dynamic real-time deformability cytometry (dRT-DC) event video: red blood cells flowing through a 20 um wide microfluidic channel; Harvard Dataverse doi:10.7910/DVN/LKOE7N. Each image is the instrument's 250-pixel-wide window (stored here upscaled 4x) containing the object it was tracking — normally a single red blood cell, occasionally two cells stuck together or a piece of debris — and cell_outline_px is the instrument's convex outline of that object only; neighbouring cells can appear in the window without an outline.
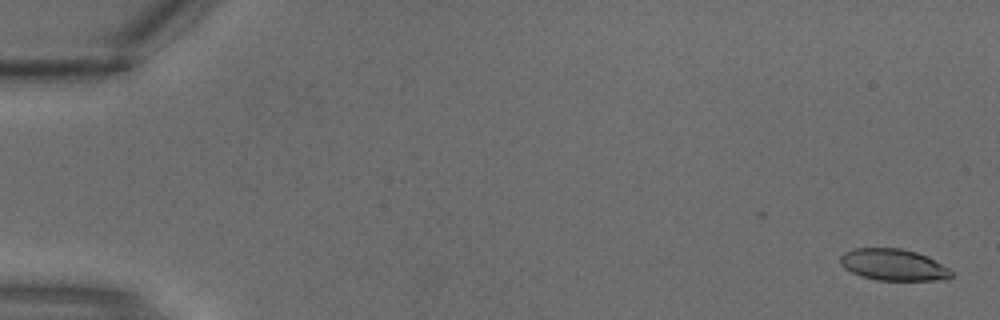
{"species": "common noctule bat (a hibernating species)", "species_latin": "Nyctalus noctula", "temperature_condition": "warm", "stored_images_in_passage": 4, "camera_frame_rate_fps": 3000, "um_per_image_px": 0.085, "animal": {"sex": "male", "body_mass_g": 18.8}, "frame": {"image": 1, "passage_image": 1, "time_ms": 0.0, "image_size_px": [1000, 320], "cell_outline_px": [[952, 276], [948, 280], [876, 280], [860, 276], [844, 268], [840, 264], [840, 256], [844, 252], [852, 248], [900, 248], [916, 252], [928, 256], [948, 268], [952, 272]], "centroid_in_image_um": [75.93, 22.51], "position_along_channel_um": 9.1, "area_um2": 20.58}}
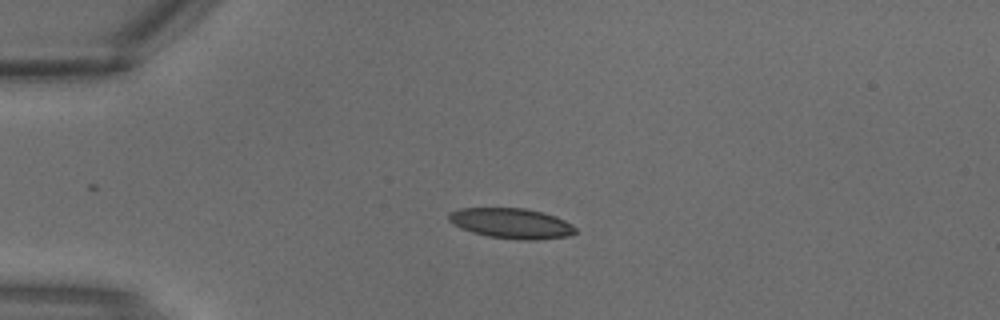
{"frame": {"image": 2, "passage_image": 3, "time_ms": 0.667, "image_size_px": [1000, 320], "cell_outline_px": [[576, 232], [568, 236], [536, 240], [524, 240], [488, 236], [472, 232], [460, 228], [452, 224], [448, 220], [448, 212], [460, 208], [524, 208], [544, 212], [556, 216], [572, 224], [576, 228]], "centroid_in_image_um": [43.45, 18.97], "position_along_channel_um": 41.5, "area_um2": 22.48}}
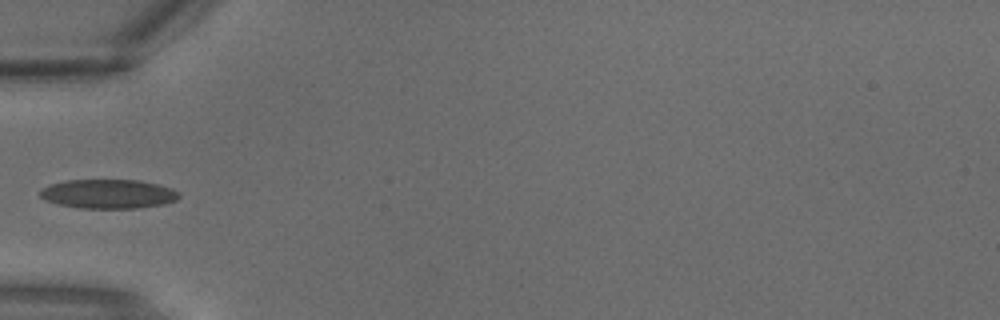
{"frame": {"image": 3, "passage_image": 4, "time_ms": 1.0, "image_size_px": [1000, 320], "cell_outline_px": [[180, 196], [176, 200], [164, 204], [140, 208], [80, 208], [60, 204], [44, 200], [40, 196], [40, 192], [48, 184], [68, 180], [140, 180], [172, 188], [180, 192]], "centroid_in_image_um": [9.23, 16.48], "position_along_channel_um": 75.8, "area_um2": 23.64}}